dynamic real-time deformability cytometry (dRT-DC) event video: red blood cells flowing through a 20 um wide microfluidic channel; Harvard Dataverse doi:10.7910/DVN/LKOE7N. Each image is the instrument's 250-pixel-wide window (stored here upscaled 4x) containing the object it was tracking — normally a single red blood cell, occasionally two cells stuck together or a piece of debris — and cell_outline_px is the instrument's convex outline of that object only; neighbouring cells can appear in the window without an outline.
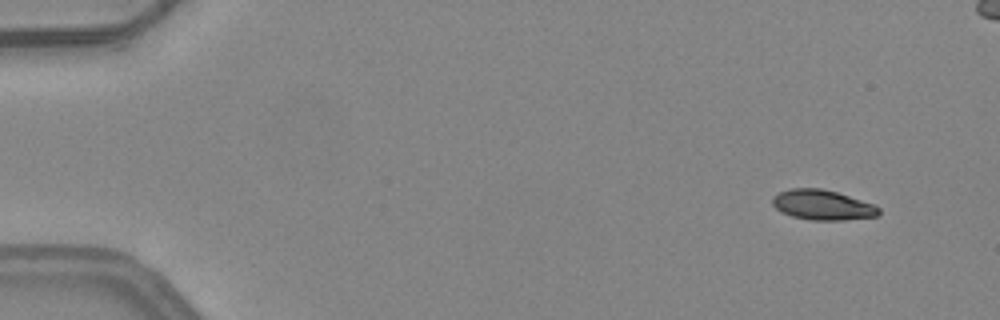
{"species": "common noctule bat (a hibernating species)", "species_latin": "Nyctalus noctula", "temperature_condition": "warm", "stored_images_in_passage": 5, "camera_frame_rate_fps": 3000, "um_per_image_px": 0.085, "animal": {"sex": "female", "body_mass_g": 24.6, "forearm_length_mm": 56.2}, "frame": {"image": 1, "passage_image": 1, "time_ms": 0.0, "image_size_px": [1000, 320], "cell_outline_px": [[880, 212], [876, 216], [844, 220], [812, 220], [792, 216], [780, 212], [772, 204], [772, 196], [788, 188], [820, 188], [836, 192], [876, 204], [880, 208]], "centroid_in_image_um": [69.91, 17.41], "position_along_channel_um": 15.1, "area_um2": 18.73}}